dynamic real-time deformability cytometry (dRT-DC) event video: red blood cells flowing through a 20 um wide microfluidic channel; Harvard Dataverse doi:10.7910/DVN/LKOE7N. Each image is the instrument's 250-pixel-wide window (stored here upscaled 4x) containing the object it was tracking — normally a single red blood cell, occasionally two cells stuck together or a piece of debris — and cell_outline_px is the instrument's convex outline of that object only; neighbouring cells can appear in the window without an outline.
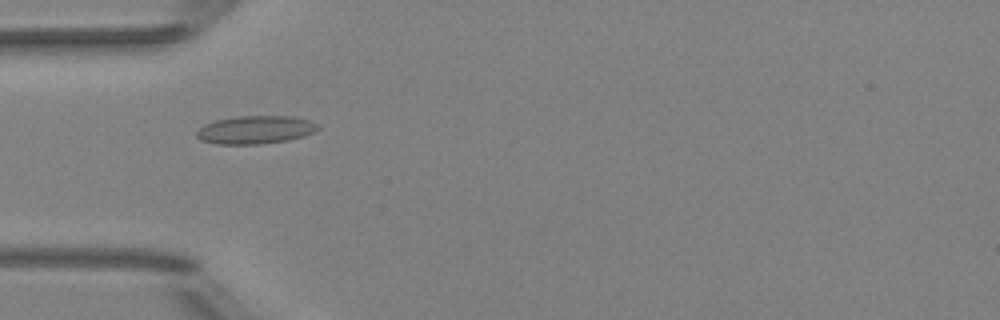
{"species": "Egyptian fruit bat (a non-hibernating species)", "species_latin": "Rousettus aegyptiacus", "temperature_condition": "room temperature", "stored_images_in_passage": 42, "camera_frame_rate_fps": 3000, "um_per_image_px": 0.085, "animal": {"sex": "female"}, "frame": {"image": 1, "passage_image": 7, "time_ms": 2.0, "image_size_px": [1000, 320], "cell_outline_px": [[320, 128], [316, 132], [304, 136], [288, 140], [260, 144], [216, 144], [200, 140], [196, 136], [196, 132], [204, 124], [216, 120], [236, 116], [292, 116], [308, 120], [316, 124]], "centroid_in_image_um": [21.7, 11.03], "position_along_channel_um": 63.3, "area_um2": 19.94}}
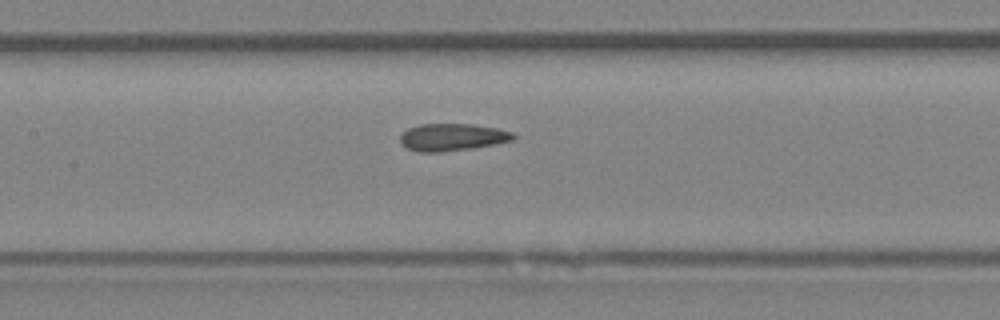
{"frame": {"image": 2, "passage_image": 15, "time_ms": 4.667, "image_size_px": [1000, 320], "cell_outline_px": [[516, 140], [472, 148], [440, 152], [420, 152], [408, 148], [400, 144], [400, 136], [408, 128], [420, 124], [472, 124], [496, 128], [512, 132], [516, 136]], "centroid_in_image_um": [38.45, 11.66], "position_along_channel_um": 168.9, "area_um2": 17.98}}
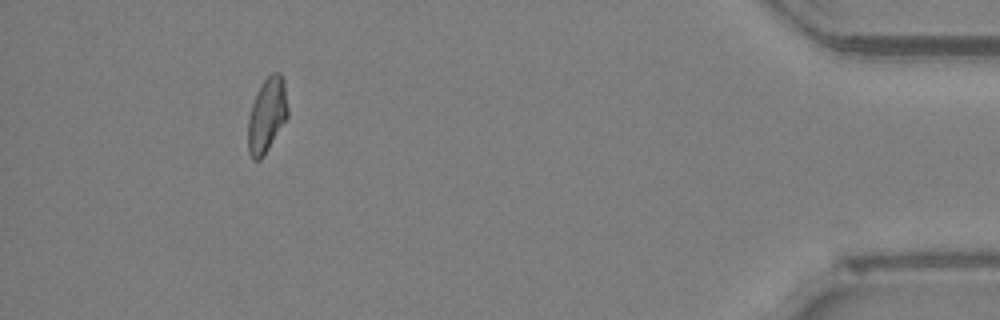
{"frame": {"image": 3, "passage_image": 38, "time_ms": 12.333, "image_size_px": [1000, 320], "cell_outline_px": [[288, 116], [268, 148], [260, 160], [252, 160], [248, 152], [248, 120], [252, 104], [264, 80], [272, 72], [280, 72], [284, 80], [288, 108]], "centroid_in_image_um": [22.69, 9.78], "position_along_channel_um": 412.5, "area_um2": 17.05}, "authors_computed_cell_mechanics": {"area_um2": 17.6579, "velocity_mm_per_s": 4.0139, "shape_relaxation_time_tau1_ms": null, "shape_relaxation_time_tau2_ms": 3.6618, "deformation_change_tau1": null, "deformation_change_tau2": 0.0788}}